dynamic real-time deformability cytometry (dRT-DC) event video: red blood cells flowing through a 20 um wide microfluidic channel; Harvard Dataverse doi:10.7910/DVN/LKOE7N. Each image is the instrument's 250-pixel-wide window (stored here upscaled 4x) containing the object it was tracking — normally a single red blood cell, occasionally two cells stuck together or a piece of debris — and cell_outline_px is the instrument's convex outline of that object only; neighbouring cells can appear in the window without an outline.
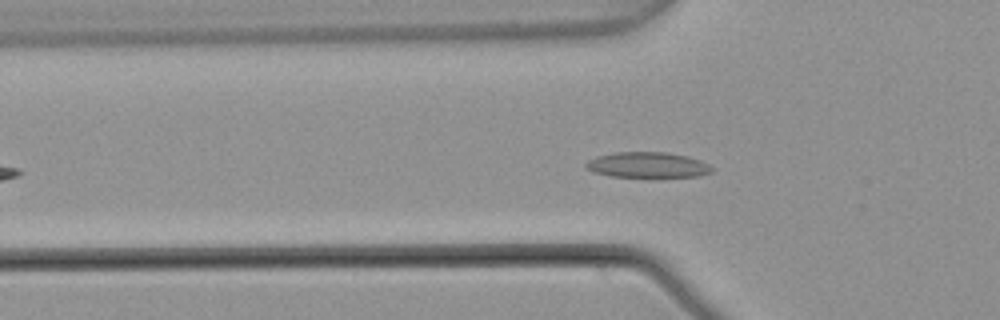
{"species": "common noctule bat (a hibernating species)", "species_latin": "Nyctalus noctula", "temperature_condition": "warm", "stored_images_in_passage": 45, "camera_frame_rate_fps": 3000, "um_per_image_px": 0.085, "animal": {"sex": "male", "body_mass_g": 21.5, "forearm_length_mm": 52.0}, "frame": {"image": 1, "passage_image": 12, "time_ms": 3.667, "image_size_px": [1000, 320], "cell_outline_px": [[712, 172], [700, 176], [612, 176], [592, 172], [584, 168], [584, 164], [588, 160], [596, 156], [612, 152], [668, 152], [688, 156], [700, 160], [708, 164], [712, 168]], "centroid_in_image_um": [55.0, 14.0], "position_along_channel_um": 70.8, "area_um2": 18.73}}
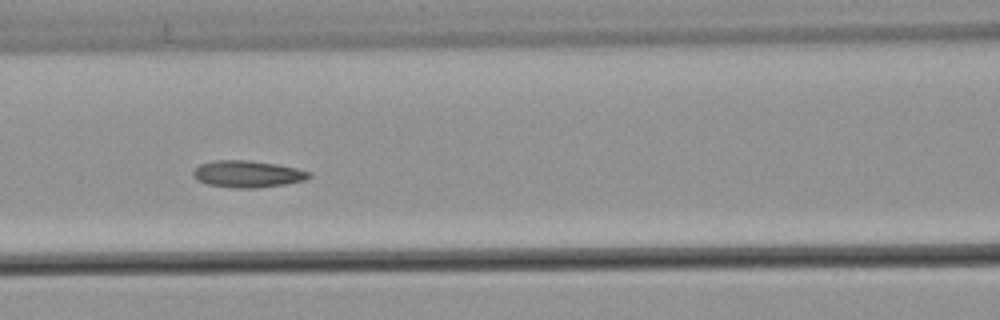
{"frame": {"image": 2, "passage_image": 18, "time_ms": 5.667, "image_size_px": [1000, 320], "cell_outline_px": [[312, 176], [304, 180], [284, 184], [256, 188], [232, 188], [208, 184], [196, 180], [192, 176], [192, 172], [200, 164], [216, 160], [248, 160], [276, 164], [296, 168], [312, 172]], "centroid_in_image_um": [21.03, 14.79], "position_along_channel_um": 145.6, "area_um2": 18.15}}
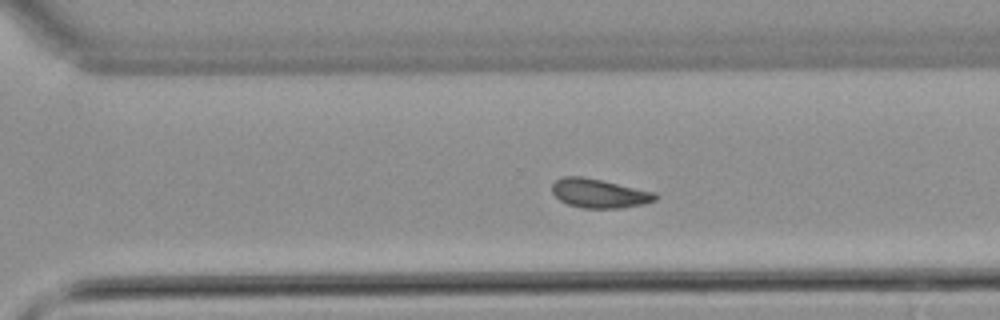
{"frame": {"image": 3, "passage_image": 32, "time_ms": 10.333, "image_size_px": [1000, 320], "cell_outline_px": [[656, 200], [644, 204], [620, 208], [580, 208], [568, 204], [560, 200], [552, 192], [552, 184], [556, 180], [564, 176], [584, 176], [656, 192]], "centroid_in_image_um": [50.93, 16.43], "position_along_channel_um": 319.7, "area_um2": 17.51}, "authors_computed_cell_mechanics": {"area_um2": 18.1492, "velocity_mm_per_s": 3.7432, "shape_relaxation_time_tau1_ms": 10.7577, "shape_relaxation_time_tau2_ms": 4.2762, "deformation_change_tau1": 0.1858, "deformation_change_tau2": 0.085}}